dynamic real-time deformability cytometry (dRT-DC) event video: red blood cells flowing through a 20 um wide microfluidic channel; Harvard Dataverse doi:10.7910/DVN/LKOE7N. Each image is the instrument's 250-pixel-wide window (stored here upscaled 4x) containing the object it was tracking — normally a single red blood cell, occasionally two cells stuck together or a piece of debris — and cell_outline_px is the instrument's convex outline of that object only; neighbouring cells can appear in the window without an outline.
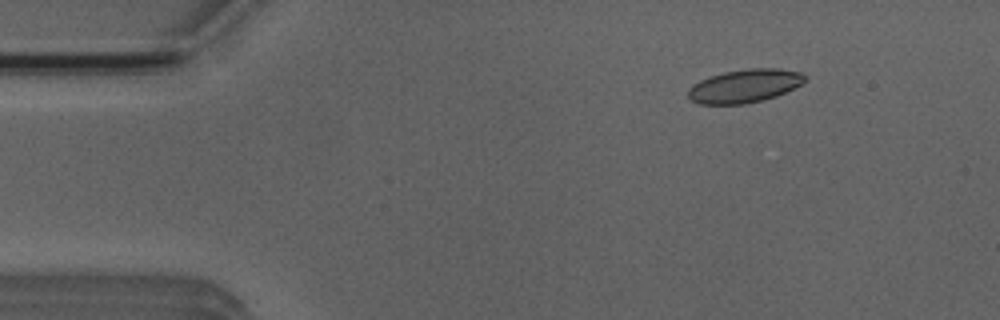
{"species": "Egyptian fruit bat (a non-hibernating species)", "species_latin": "Rousettus aegyptiacus", "temperature_condition": "room temperature", "stored_images_in_passage": 4, "camera_frame_rate_fps": 3000, "um_per_image_px": 0.085, "animal": {"sex": "male"}, "frame": {"image": 1, "passage_image": 2, "time_ms": 1.0, "image_size_px": [1000, 320], "cell_outline_px": [[808, 80], [776, 96], [764, 100], [744, 104], [700, 104], [692, 100], [688, 96], [688, 88], [700, 80], [708, 76], [724, 72], [748, 68], [776, 68], [800, 72], [808, 76]], "centroid_in_image_um": [63.3, 7.3], "position_along_channel_um": 21.7, "area_um2": 22.72}}